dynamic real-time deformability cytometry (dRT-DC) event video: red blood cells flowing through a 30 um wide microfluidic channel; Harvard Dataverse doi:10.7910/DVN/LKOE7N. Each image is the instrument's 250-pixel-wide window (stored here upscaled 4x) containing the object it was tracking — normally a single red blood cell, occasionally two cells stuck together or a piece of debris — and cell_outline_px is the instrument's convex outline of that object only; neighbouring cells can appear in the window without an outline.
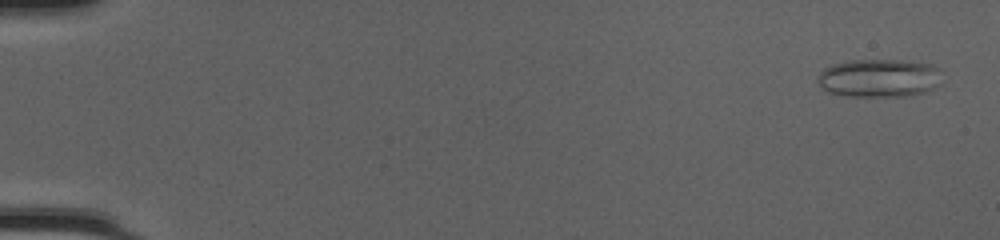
{"species": "common noctule bat (a hibernating species)", "species_latin": "Nyctalus noctula", "temperature_condition": "cold", "stored_images_in_passage": 50, "camera_frame_rate_fps": 3000, "um_per_image_px": 0.085, "animal": {"sex": "female", "body_mass_g": 20.0, "forearm_length_mm": 54.0}, "frame": {"image": 1, "passage_image": 2, "time_ms": 0.333, "image_size_px": [1000, 240], "cell_outline_px": [[940, 84], [924, 92], [904, 96], [844, 96], [828, 92], [820, 84], [820, 72], [824, 68], [832, 64], [848, 60], [900, 60], [932, 64], [940, 68]], "centroid_in_image_um": [74.75, 6.62], "position_along_channel_um": 10.3, "area_um2": 27.63}}
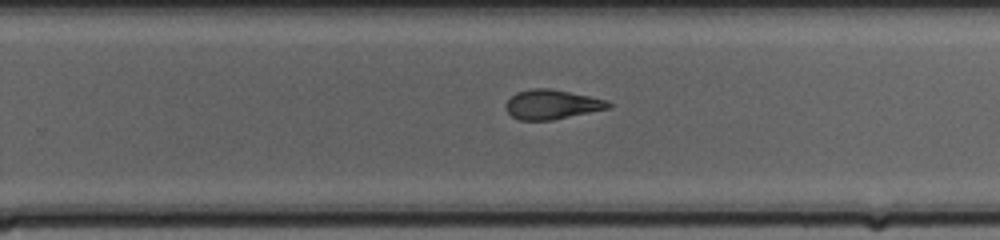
{"frame": {"image": 2, "passage_image": 33, "time_ms": 10.667, "image_size_px": [1000, 240], "cell_outline_px": [[612, 108], [552, 120], [520, 120], [512, 116], [504, 108], [504, 104], [516, 92], [532, 88], [552, 88], [608, 100], [612, 104]], "centroid_in_image_um": [46.93, 8.87], "position_along_channel_um": 282.9, "area_um2": 17.86}}
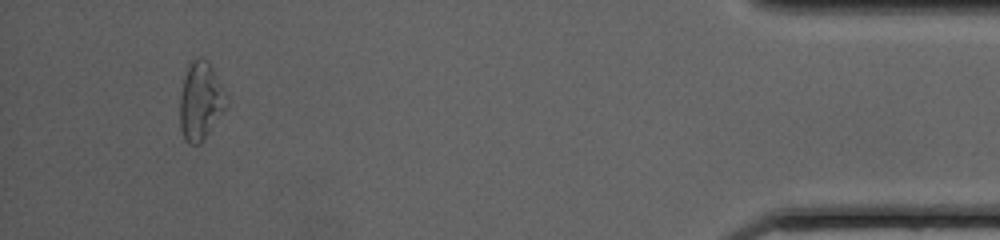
{"frame": {"image": 3, "passage_image": 47, "time_ms": 15.333, "image_size_px": [1000, 240], "cell_outline_px": [[228, 104], [200, 144], [188, 144], [180, 128], [180, 96], [184, 76], [192, 56], [200, 56], [208, 60], [228, 100]], "centroid_in_image_um": [17.02, 8.54], "position_along_channel_um": 418.2, "area_um2": 20.98}, "authors_computed_cell_mechanics": {"area_um2": 19.7098, "velocity_mm_per_s": 4.2471, "shape_relaxation_time_tau1_ms": null, "shape_relaxation_time_tau2_ms": 2.2101, "deformation_change_tau1": null, "deformation_change_tau2": 0.101}}